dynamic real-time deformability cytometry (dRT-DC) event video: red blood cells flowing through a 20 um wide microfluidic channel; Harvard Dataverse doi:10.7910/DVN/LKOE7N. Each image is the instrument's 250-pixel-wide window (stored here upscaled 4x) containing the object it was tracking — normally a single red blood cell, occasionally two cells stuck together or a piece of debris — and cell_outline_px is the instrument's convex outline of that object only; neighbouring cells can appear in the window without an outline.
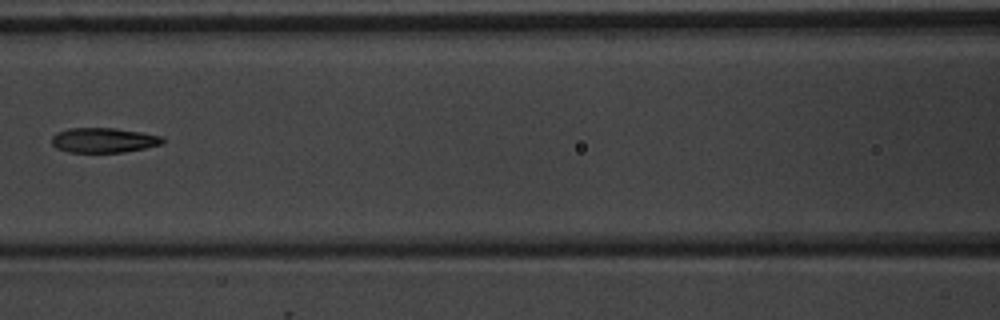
{"species": "common noctule bat (a hibernating species)", "species_latin": "Nyctalus noctula", "temperature_condition": "warm", "stored_images_in_passage": 5, "camera_frame_rate_fps": 3000, "um_per_image_px": 0.085, "animal": {"sex": "male", "body_mass_g": 20.1, "forearm_length_mm": 53.5}, "frame": {"image": 1, "passage_image": 4, "time_ms": 3.667, "image_size_px": [1000, 320], "cell_outline_px": [[164, 144], [124, 152], [68, 152], [56, 148], [52, 144], [52, 136], [56, 132], [68, 128], [116, 128], [140, 132], [160, 136], [164, 140]], "centroid_in_image_um": [8.78, 11.91], "position_along_channel_um": 157.8, "area_um2": 16.07}}
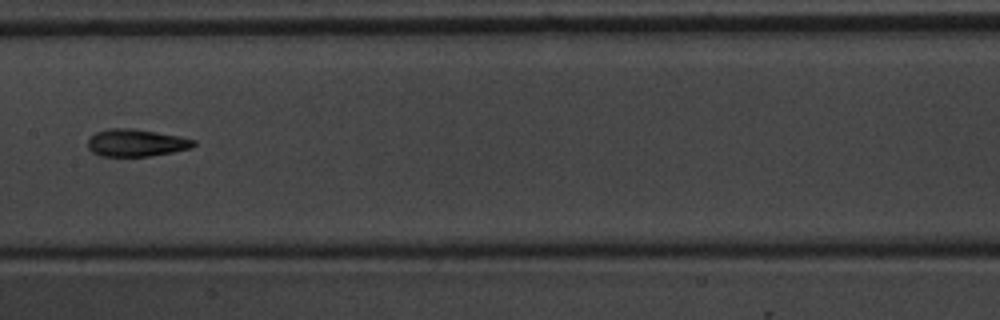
{"frame": {"image": 2, "passage_image": 5, "time_ms": 4.667, "image_size_px": [1000, 320], "cell_outline_px": [[196, 144], [192, 148], [152, 156], [100, 156], [92, 152], [88, 148], [88, 136], [96, 132], [108, 128], [132, 128], [180, 136], [196, 140]], "centroid_in_image_um": [11.56, 12.13], "position_along_channel_um": 195.8, "area_um2": 17.05}}